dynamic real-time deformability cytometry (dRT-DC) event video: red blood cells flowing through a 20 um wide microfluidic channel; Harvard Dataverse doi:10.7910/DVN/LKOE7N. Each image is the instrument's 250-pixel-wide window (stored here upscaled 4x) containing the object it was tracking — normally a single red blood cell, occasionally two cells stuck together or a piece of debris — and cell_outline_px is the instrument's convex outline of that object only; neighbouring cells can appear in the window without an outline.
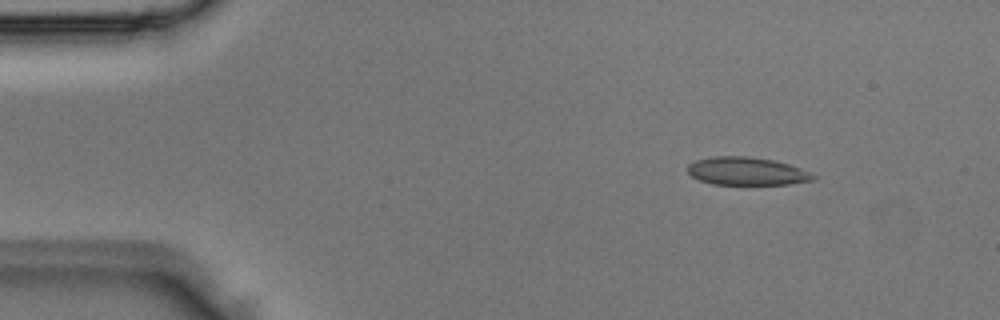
{"species": "Egyptian fruit bat (a non-hibernating species)", "species_latin": "Rousettus aegyptiacus", "temperature_condition": "room temperature", "stored_images_in_passage": 4, "camera_frame_rate_fps": 3000, "um_per_image_px": 0.085, "animal": {"sex": "male"}, "frame": {"image": 1, "passage_image": 2, "time_ms": 0.333, "image_size_px": [1000, 320], "cell_outline_px": [[816, 176], [812, 180], [788, 184], [712, 184], [700, 180], [692, 176], [688, 172], [688, 164], [696, 160], [712, 156], [748, 156], [772, 160], [788, 164], [800, 168]], "centroid_in_image_um": [63.43, 14.54], "position_along_channel_um": 21.6, "area_um2": 20.23}}
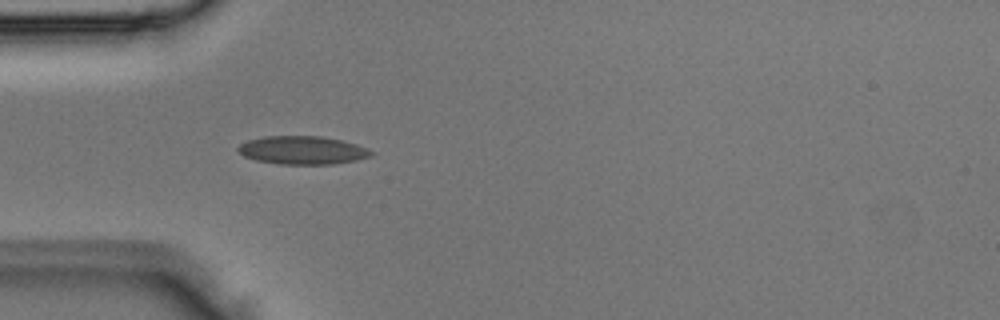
{"frame": {"image": 2, "passage_image": 4, "time_ms": 1.0, "image_size_px": [1000, 320], "cell_outline_px": [[376, 152], [372, 156], [356, 160], [332, 164], [280, 164], [256, 160], [244, 156], [236, 148], [240, 144], [248, 140], [264, 136], [320, 136], [340, 140], [356, 144]], "centroid_in_image_um": [25.72, 12.77], "position_along_channel_um": 59.3, "area_um2": 21.85}}